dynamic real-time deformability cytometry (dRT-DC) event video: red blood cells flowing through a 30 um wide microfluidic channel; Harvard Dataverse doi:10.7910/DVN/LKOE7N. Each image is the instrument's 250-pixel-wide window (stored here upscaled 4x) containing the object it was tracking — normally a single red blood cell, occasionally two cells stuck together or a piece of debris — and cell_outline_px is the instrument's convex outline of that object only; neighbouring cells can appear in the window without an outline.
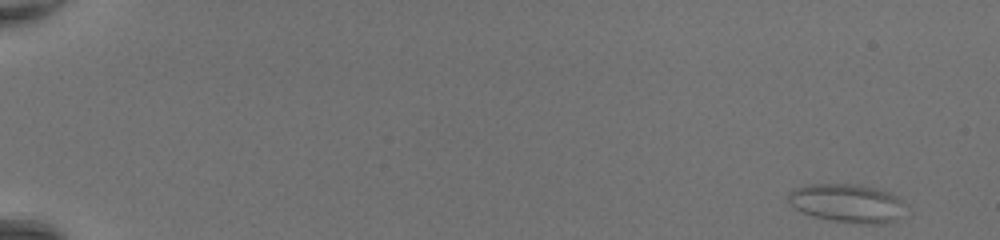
{"species": "common noctule bat (a hibernating species)", "species_latin": "Nyctalus noctula", "temperature_condition": "room temperature", "stored_images_in_passage": 47, "camera_frame_rate_fps": 3000, "um_per_image_px": 0.085, "animal": {"sex": "female", "body_mass_g": 20.0, "forearm_length_mm": 54.0}, "frame": {"image": 1, "passage_image": 1, "time_ms": 0.0, "image_size_px": [1000, 240], "cell_outline_px": [[900, 204], [896, 220], [884, 224], [864, 224], [836, 220], [816, 216], [804, 212], [796, 208], [788, 200], [788, 192], [792, 188], [808, 184], [860, 184], [892, 192], [900, 200]], "centroid_in_image_um": [71.95, 17.23], "position_along_channel_um": 13.0, "area_um2": 25.72}}
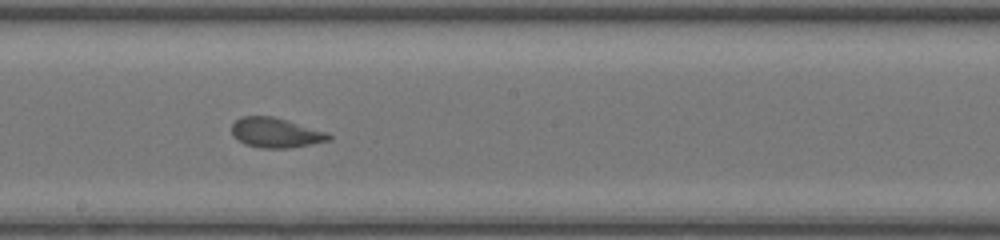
{"frame": {"image": 2, "passage_image": 28, "time_ms": 9.0, "image_size_px": [1000, 240], "cell_outline_px": [[332, 140], [288, 148], [260, 148], [244, 144], [232, 136], [232, 124], [240, 116], [272, 116], [288, 120], [328, 132], [332, 136]], "centroid_in_image_um": [23.44, 11.28], "position_along_channel_um": 224.8, "area_um2": 17.05}}
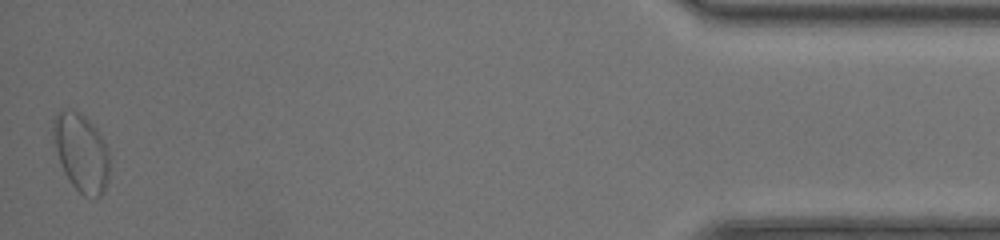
{"frame": {"image": 3, "passage_image": 47, "time_ms": 15.333, "image_size_px": [1000, 240], "cell_outline_px": [[108, 176], [104, 188], [100, 196], [84, 196], [72, 184], [64, 172], [56, 148], [52, 132], [52, 120], [56, 112], [80, 112], [96, 128], [108, 152]], "centroid_in_image_um": [6.88, 12.96], "position_along_channel_um": 428.3, "area_um2": 24.74}, "authors_computed_cell_mechanics": {"area_um2": 18.3804, "velocity_mm_per_s": 4.3866, "shape_relaxation_time_tau1_ms": null, "shape_relaxation_time_tau2_ms": 1.1148, "deformation_change_tau1": null, "deformation_change_tau2": 0.0562}}